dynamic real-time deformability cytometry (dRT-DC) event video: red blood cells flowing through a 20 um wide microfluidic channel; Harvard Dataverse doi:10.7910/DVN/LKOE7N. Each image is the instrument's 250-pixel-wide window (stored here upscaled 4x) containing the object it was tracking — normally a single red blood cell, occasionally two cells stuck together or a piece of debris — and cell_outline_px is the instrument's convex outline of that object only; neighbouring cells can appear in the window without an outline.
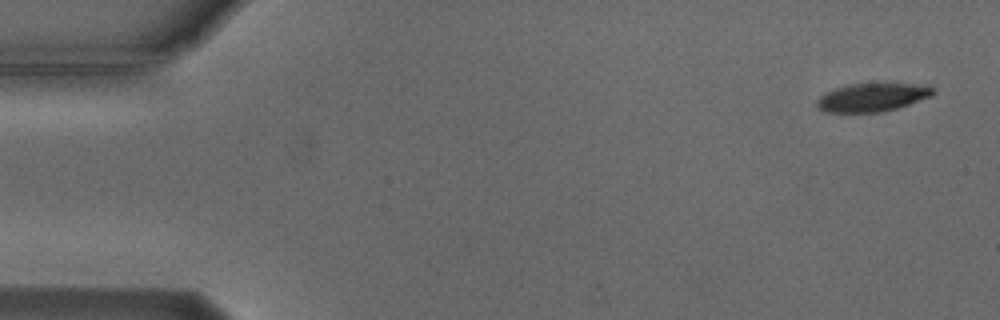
{"species": "Egyptian fruit bat (a non-hibernating species)", "species_latin": "Rousettus aegyptiacus", "temperature_condition": "cold", "stored_images_in_passage": 5, "camera_frame_rate_fps": 3000, "um_per_image_px": 0.085, "animal": {"sex": "male"}, "frame": {"image": 1, "passage_image": 1, "time_ms": 0.0, "image_size_px": [1000, 320], "cell_outline_px": [[936, 92], [932, 96], [896, 108], [880, 112], [824, 112], [816, 108], [816, 100], [824, 92], [848, 84], [928, 84], [936, 88]], "centroid_in_image_um": [74.14, 8.27], "position_along_channel_um": 10.9, "area_um2": 19.31}}
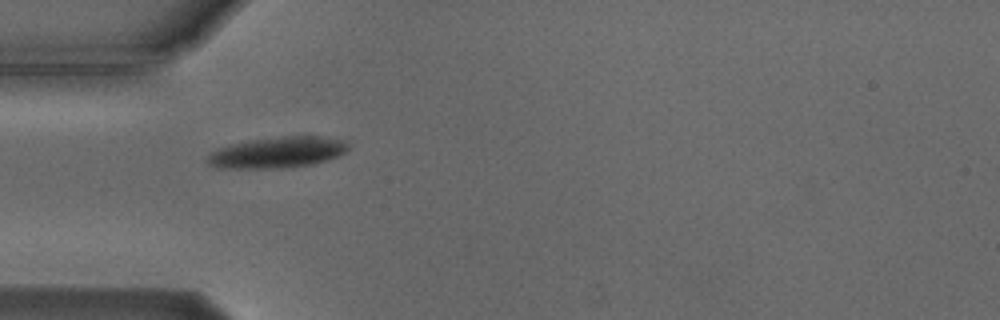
{"frame": {"image": 2, "passage_image": 4, "time_ms": 4.667, "image_size_px": [1000, 320], "cell_outline_px": [[348, 148], [340, 156], [312, 164], [280, 168], [216, 168], [208, 164], [204, 160], [216, 148], [232, 144], [252, 140], [280, 136], [328, 136], [348, 140]], "centroid_in_image_um": [23.6, 12.94], "position_along_channel_um": 61.4, "area_um2": 25.72}}
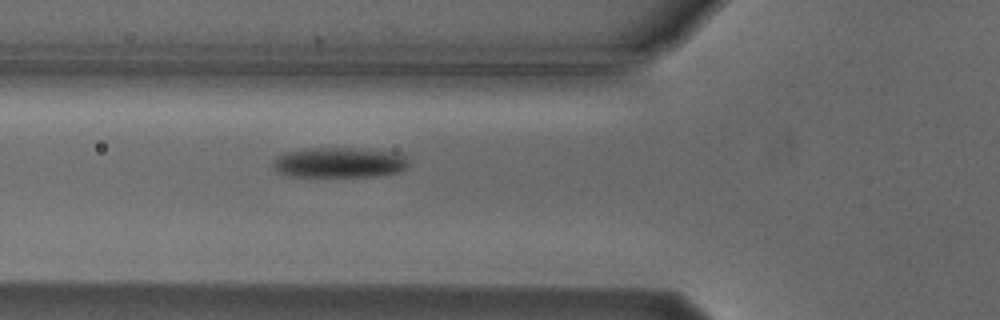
{"frame": {"image": 3, "passage_image": 5, "time_ms": 5.667, "image_size_px": [1000, 320], "cell_outline_px": [[408, 164], [400, 172], [376, 176], [288, 176], [276, 172], [272, 168], [272, 160], [276, 156], [284, 152], [304, 148], [360, 148], [396, 152], [404, 156], [408, 160]], "centroid_in_image_um": [28.78, 13.81], "position_along_channel_um": 97.0, "area_um2": 24.28}}